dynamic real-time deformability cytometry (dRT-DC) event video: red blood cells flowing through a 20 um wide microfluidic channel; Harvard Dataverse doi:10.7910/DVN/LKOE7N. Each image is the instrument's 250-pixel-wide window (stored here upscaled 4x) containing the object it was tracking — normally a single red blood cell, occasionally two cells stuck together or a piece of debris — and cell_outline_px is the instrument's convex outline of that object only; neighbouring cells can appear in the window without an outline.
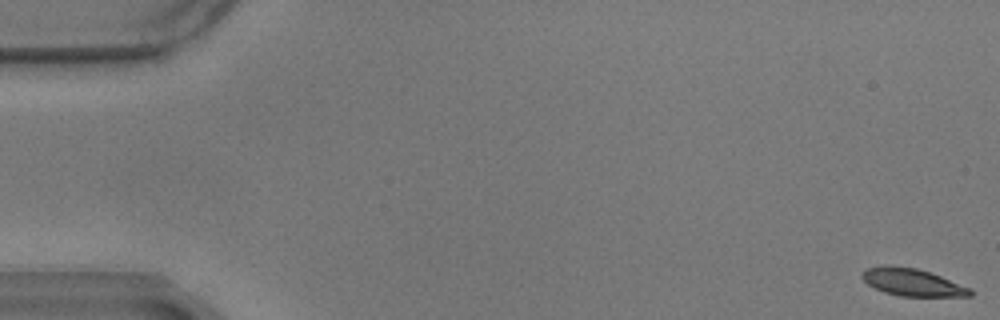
{"species": "common noctule bat (a hibernating species)", "species_latin": "Nyctalus noctula", "temperature_condition": "warm", "stored_images_in_passage": 9, "camera_frame_rate_fps": 3000, "um_per_image_px": 0.085, "animal": {"sex": "male", "body_mass_g": 17.9}, "frame": {"image": 1, "passage_image": 1, "time_ms": 0.0, "image_size_px": [1000, 320], "cell_outline_px": [[972, 296], [900, 296], [884, 292], [868, 284], [860, 276], [868, 268], [888, 264], [916, 268], [940, 276], [972, 288]], "centroid_in_image_um": [77.56, 23.99], "position_along_channel_um": 7.4, "area_um2": 17.11}}